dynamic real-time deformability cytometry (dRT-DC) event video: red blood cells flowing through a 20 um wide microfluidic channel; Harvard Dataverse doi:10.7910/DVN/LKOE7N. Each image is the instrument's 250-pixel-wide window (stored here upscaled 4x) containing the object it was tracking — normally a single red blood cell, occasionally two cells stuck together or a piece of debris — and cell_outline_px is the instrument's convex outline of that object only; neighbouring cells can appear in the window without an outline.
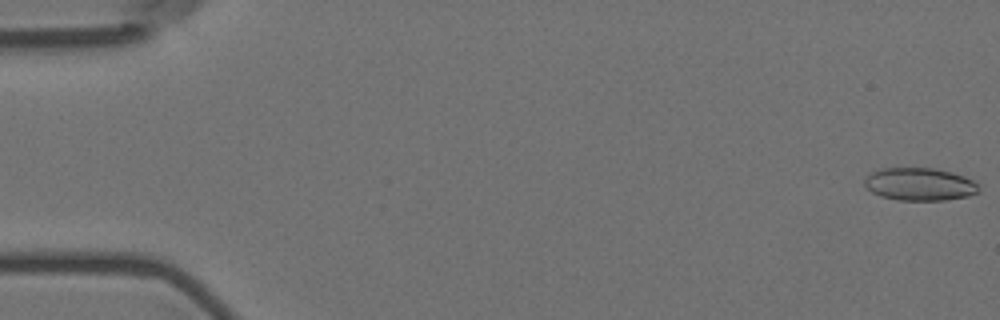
{"species": "Egyptian fruit bat (a non-hibernating species)", "species_latin": "Rousettus aegyptiacus", "temperature_condition": "room temperature", "stored_images_in_passage": 6, "camera_frame_rate_fps": 3000, "um_per_image_px": 0.085, "animal": {"sex": "female"}, "frame": {"image": 1, "passage_image": 1, "time_ms": 0.0, "image_size_px": [1000, 320], "cell_outline_px": [[980, 188], [976, 192], [968, 196], [944, 200], [896, 200], [880, 196], [872, 192], [864, 184], [864, 176], [880, 168], [932, 168], [952, 172], [964, 176], [980, 184]], "centroid_in_image_um": [78.15, 15.65], "position_along_channel_um": 6.8, "area_um2": 21.91}}
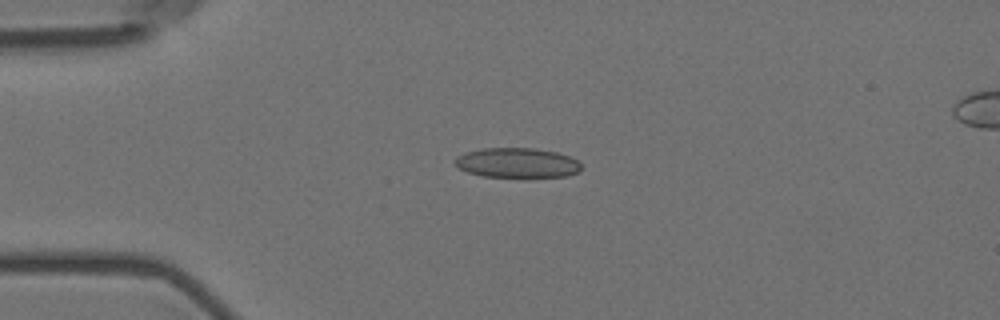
{"frame": {"image": 2, "passage_image": 4, "time_ms": 1.0, "image_size_px": [1000, 320], "cell_outline_px": [[580, 172], [568, 176], [484, 176], [468, 172], [460, 168], [452, 160], [456, 156], [464, 152], [484, 148], [536, 148], [556, 152], [572, 156], [580, 160]], "centroid_in_image_um": [43.98, 13.82], "position_along_channel_um": 41.0, "area_um2": 21.96}}